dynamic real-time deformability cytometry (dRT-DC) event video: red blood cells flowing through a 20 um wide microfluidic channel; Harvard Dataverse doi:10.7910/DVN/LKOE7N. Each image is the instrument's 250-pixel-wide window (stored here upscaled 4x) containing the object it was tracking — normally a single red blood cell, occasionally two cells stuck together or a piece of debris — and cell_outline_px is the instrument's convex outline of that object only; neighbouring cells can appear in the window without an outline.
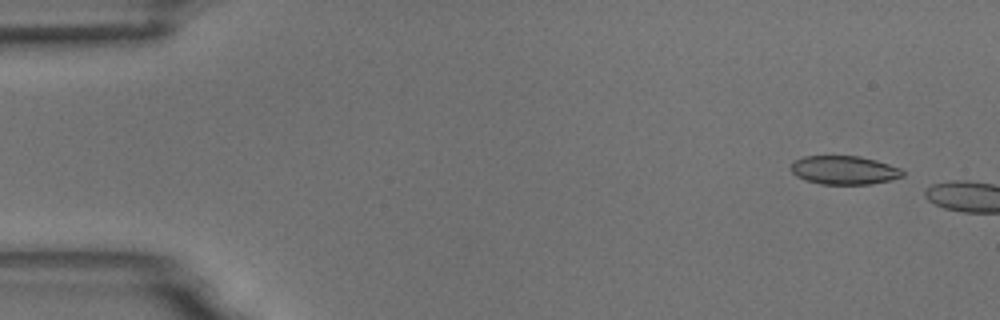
{"species": "common noctule bat (a hibernating species)", "species_latin": "Nyctalus noctula", "temperature_condition": "room temperature", "stored_images_in_passage": 3, "camera_frame_rate_fps": 3000, "um_per_image_px": 0.085, "animal": {"sex": "male", "body_mass_g": 18.8}, "frame": {"image": 1, "passage_image": 2, "time_ms": 1.0, "image_size_px": [1000, 320], "cell_outline_px": [[904, 176], [888, 180], [868, 184], [820, 184], [804, 180], [796, 176], [792, 172], [792, 164], [796, 160], [804, 156], [860, 156], [876, 160], [900, 168], [904, 172]], "centroid_in_image_um": [71.75, 14.46], "position_along_channel_um": 13.3, "area_um2": 18.5}}